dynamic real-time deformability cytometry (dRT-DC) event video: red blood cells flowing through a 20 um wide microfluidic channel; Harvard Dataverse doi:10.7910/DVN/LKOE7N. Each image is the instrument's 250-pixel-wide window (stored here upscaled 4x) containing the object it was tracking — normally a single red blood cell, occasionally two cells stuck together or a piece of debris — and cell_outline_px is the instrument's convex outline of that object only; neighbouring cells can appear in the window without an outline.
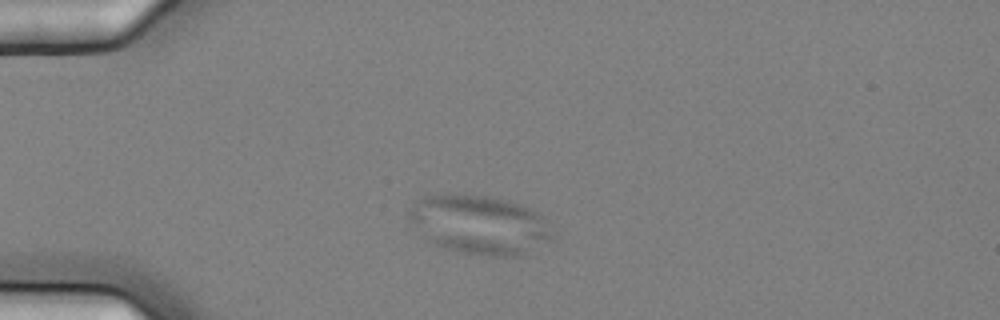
{"species": "common noctule bat (a hibernating species)", "species_latin": "Nyctalus noctula", "temperature_condition": "cold", "stored_images_in_passage": 5, "camera_frame_rate_fps": 3000, "um_per_image_px": 0.085, "animal": {"sex": "female", "body_mass_g": 25.1}, "frame": {"image": 1, "passage_image": 3, "time_ms": 0.667, "image_size_px": [1000, 320], "cell_outline_px": [[556, 236], [552, 240], [516, 256], [492, 256], [464, 252], [432, 244], [404, 216], [416, 200], [424, 196], [484, 196], [508, 200], [528, 208], [536, 212], [556, 232]], "centroid_in_image_um": [40.76, 19.11], "position_along_channel_um": 44.2, "area_um2": 48.55}}